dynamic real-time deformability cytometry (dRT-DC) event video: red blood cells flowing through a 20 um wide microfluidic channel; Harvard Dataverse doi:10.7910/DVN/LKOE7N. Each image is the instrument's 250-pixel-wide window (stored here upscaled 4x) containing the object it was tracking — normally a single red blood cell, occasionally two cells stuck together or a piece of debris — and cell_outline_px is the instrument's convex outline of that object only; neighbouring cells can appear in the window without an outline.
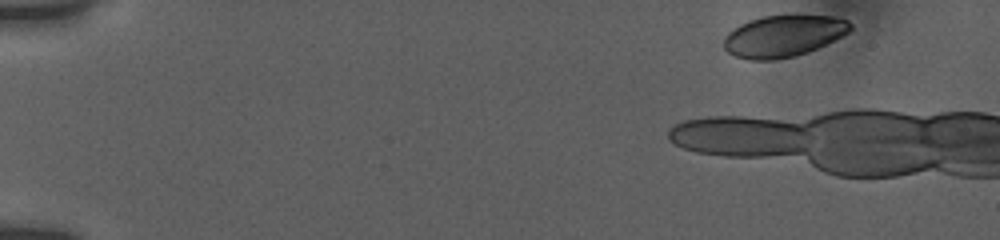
{"species": "human", "species_latin": "Homo sapiens", "temperature_condition": "room temperature", "stored_images_in_passage": 3, "camera_frame_rate_fps": 3000, "um_per_image_px": 0.085, "donor": {"sex": "female"}, "frame": {"image": 1, "passage_image": 1, "time_ms": 0.0, "image_size_px": [1000, 240], "cell_outline_px": [[852, 28], [848, 32], [816, 48], [792, 56], [772, 60], [748, 60], [736, 56], [728, 52], [724, 48], [724, 36], [732, 28], [748, 20], [764, 16], [832, 16], [848, 20], [852, 24]], "centroid_in_image_um": [66.53, 3.05], "position_along_channel_um": 18.5, "area_um2": 30.23}}